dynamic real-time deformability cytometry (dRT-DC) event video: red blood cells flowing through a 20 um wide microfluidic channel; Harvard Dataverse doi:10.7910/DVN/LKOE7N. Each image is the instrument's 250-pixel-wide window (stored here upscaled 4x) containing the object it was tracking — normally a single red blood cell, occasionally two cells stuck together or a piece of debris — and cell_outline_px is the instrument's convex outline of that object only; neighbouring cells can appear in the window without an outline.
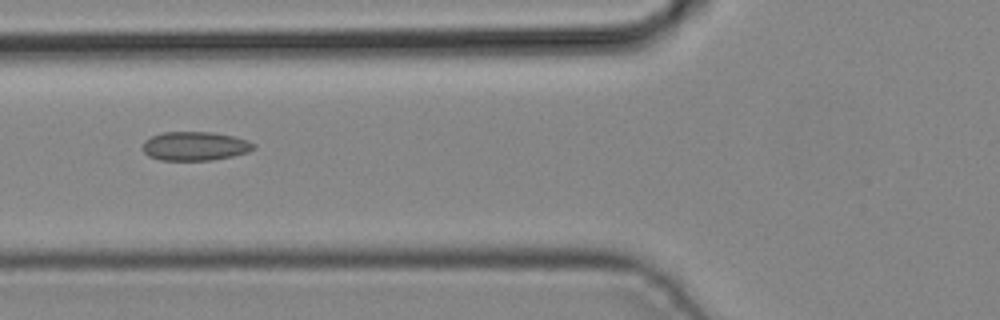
{"species": "common noctule bat (a hibernating species)", "species_latin": "Nyctalus noctula", "temperature_condition": "cold", "stored_images_in_passage": 5, "camera_frame_rate_fps": 3000, "um_per_image_px": 0.085, "animal": {"sex": "male", "body_mass_g": 19.2, "forearm_length_mm": 51.8}, "frame": {"image": 1, "passage_image": 5, "time_ms": 1.333, "image_size_px": [1000, 320], "cell_outline_px": [[256, 148], [248, 152], [232, 156], [212, 160], [160, 160], [148, 156], [144, 152], [144, 140], [160, 132], [212, 132], [232, 136], [248, 140], [256, 144]], "centroid_in_image_um": [16.59, 12.42], "position_along_channel_um": 109.2, "area_um2": 18.73}}